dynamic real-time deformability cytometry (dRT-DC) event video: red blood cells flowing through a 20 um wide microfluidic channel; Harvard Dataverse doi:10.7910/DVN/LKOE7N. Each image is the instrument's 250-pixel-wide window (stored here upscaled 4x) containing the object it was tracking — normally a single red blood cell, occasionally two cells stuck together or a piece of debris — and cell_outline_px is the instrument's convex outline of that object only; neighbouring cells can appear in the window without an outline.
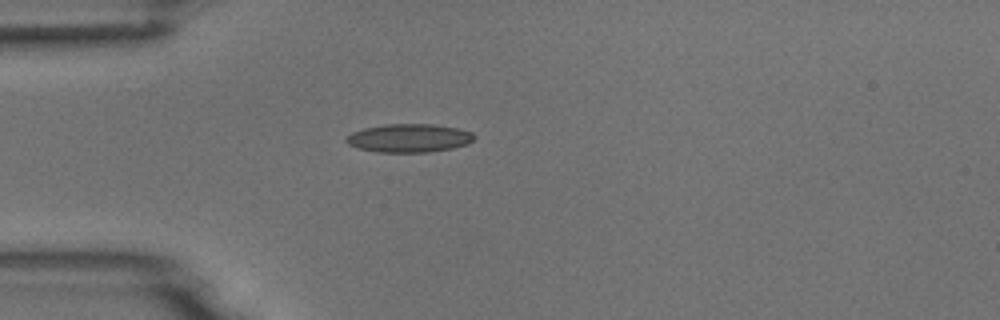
{"species": "common noctule bat (a hibernating species)", "species_latin": "Nyctalus noctula", "temperature_condition": "room temperature", "stored_images_in_passage": 5, "camera_frame_rate_fps": 3000, "um_per_image_px": 0.085, "animal": {"sex": "male", "body_mass_g": 18.8}, "frame": {"image": 1, "passage_image": 3, "time_ms": 3.333, "image_size_px": [1000, 320], "cell_outline_px": [[476, 136], [468, 144], [452, 148], [428, 152], [376, 152], [356, 148], [348, 144], [344, 140], [352, 132], [364, 128], [384, 124], [432, 124], [456, 128], [472, 132]], "centroid_in_image_um": [34.75, 11.74], "position_along_channel_um": 50.3, "area_um2": 21.21}}